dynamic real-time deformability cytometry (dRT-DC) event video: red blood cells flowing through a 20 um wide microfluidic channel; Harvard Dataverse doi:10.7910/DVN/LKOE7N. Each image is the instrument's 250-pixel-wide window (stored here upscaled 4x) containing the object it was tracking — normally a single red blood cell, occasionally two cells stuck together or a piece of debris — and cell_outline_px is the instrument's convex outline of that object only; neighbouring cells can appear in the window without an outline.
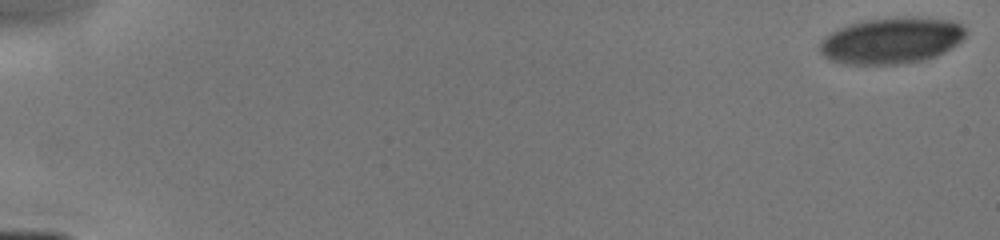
{"species": "human", "species_latin": "Homo sapiens", "temperature_condition": "cold", "stored_images_in_passage": 8, "camera_frame_rate_fps": 3000, "um_per_image_px": 0.085, "donor": {"sex": "male"}, "frame": {"image": 1, "passage_image": 1, "time_ms": 0.0, "image_size_px": [1000, 240], "cell_outline_px": [[964, 36], [952, 48], [936, 56], [904, 64], [848, 64], [828, 60], [820, 52], [820, 40], [824, 36], [840, 28], [864, 20], [904, 16], [908, 16], [952, 20], [960, 24], [964, 28]], "centroid_in_image_um": [75.75, 3.44], "position_along_channel_um": 9.2, "area_um2": 39.25}}
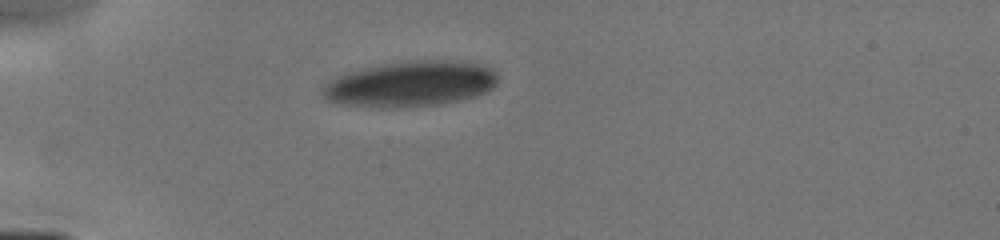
{"frame": {"image": 2, "passage_image": 6, "time_ms": 4.667, "image_size_px": [1000, 240], "cell_outline_px": [[496, 84], [488, 92], [476, 96], [460, 100], [440, 104], [392, 108], [384, 108], [340, 104], [328, 100], [320, 92], [320, 88], [332, 76], [380, 64], [416, 60], [448, 60], [480, 64], [492, 68], [496, 72]], "centroid_in_image_um": [34.85, 7.13], "position_along_channel_um": 50.2, "area_um2": 46.93}}
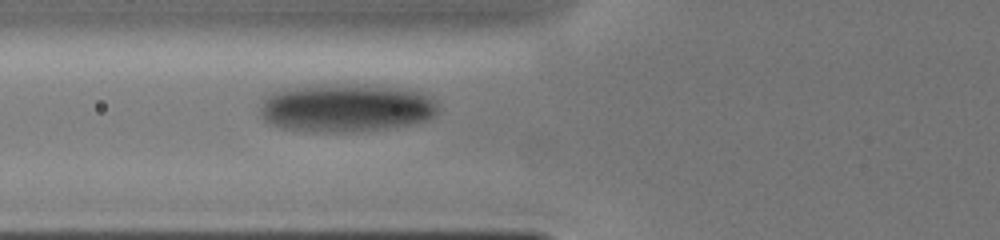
{"frame": {"image": 3, "passage_image": 8, "time_ms": 6.333, "image_size_px": [1000, 240], "cell_outline_px": [[440, 108], [428, 120], [408, 124], [384, 128], [340, 132], [312, 132], [280, 128], [264, 120], [260, 116], [260, 100], [264, 96], [272, 92], [292, 88], [340, 84], [364, 84], [424, 92], [436, 100]], "centroid_in_image_um": [29.39, 9.17], "position_along_channel_um": 96.4, "area_um2": 50.05}}